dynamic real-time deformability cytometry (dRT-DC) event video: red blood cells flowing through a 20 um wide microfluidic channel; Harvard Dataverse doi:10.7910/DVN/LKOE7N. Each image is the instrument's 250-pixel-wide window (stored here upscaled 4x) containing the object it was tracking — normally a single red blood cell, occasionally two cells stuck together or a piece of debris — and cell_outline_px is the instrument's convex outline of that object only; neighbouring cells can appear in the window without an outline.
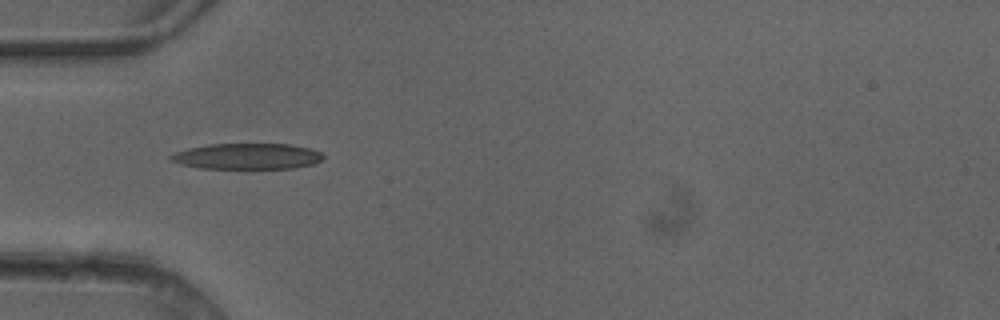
{"species": "common noctule bat (a hibernating species)", "species_latin": "Nyctalus noctula", "temperature_condition": "cold", "stored_images_in_passage": 6, "camera_frame_rate_fps": 3000, "um_per_image_px": 0.085, "animal": {"sex": "female"}, "frame": {"image": 1, "passage_image": 4, "time_ms": 1.0, "image_size_px": [1000, 320], "cell_outline_px": [[324, 160], [312, 164], [296, 168], [248, 172], [200, 168], [180, 164], [168, 160], [168, 156], [172, 152], [188, 148], [208, 144], [292, 144], [324, 152]], "centroid_in_image_um": [21.0, 13.34], "position_along_channel_um": 64.0, "area_um2": 24.68}}
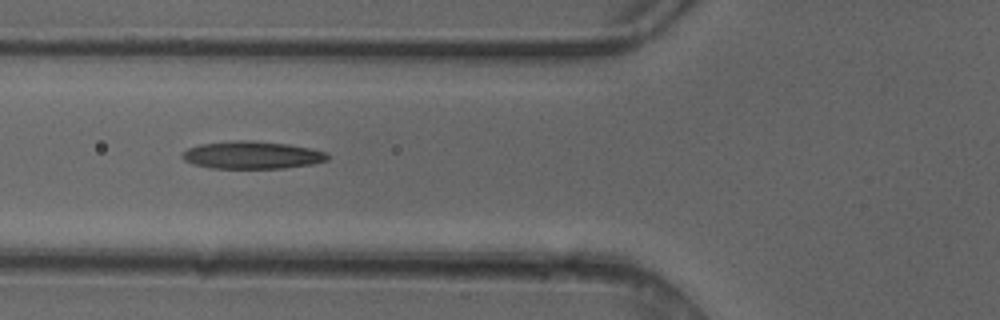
{"frame": {"image": 2, "passage_image": 5, "time_ms": 1.333, "image_size_px": [1000, 320], "cell_outline_px": [[328, 160], [312, 164], [284, 168], [212, 168], [192, 164], [184, 160], [180, 156], [188, 148], [200, 144], [232, 140], [252, 140], [288, 144], [312, 148], [328, 152]], "centroid_in_image_um": [21.43, 13.17], "position_along_channel_um": 104.4, "area_um2": 23.52}}
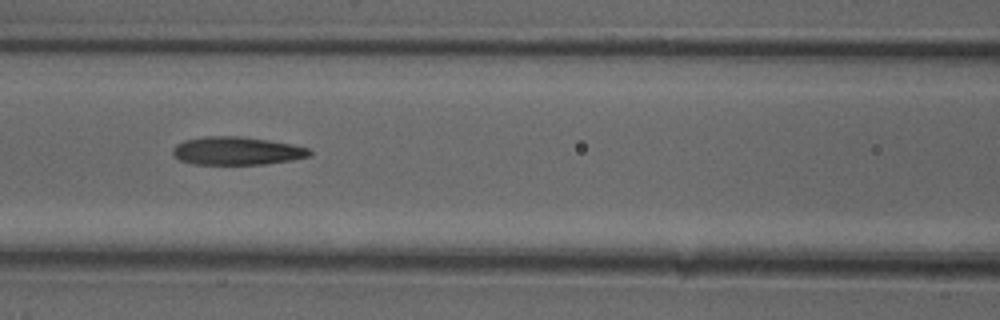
{"frame": {"image": 3, "passage_image": 6, "time_ms": 1.667, "image_size_px": [1000, 320], "cell_outline_px": [[312, 152], [308, 156], [292, 160], [264, 164], [192, 164], [180, 160], [172, 156], [172, 148], [176, 144], [184, 140], [204, 136], [240, 136], [268, 140], [292, 144], [308, 148]], "centroid_in_image_um": [20.08, 12.82], "position_along_channel_um": 146.5, "area_um2": 22.48}}